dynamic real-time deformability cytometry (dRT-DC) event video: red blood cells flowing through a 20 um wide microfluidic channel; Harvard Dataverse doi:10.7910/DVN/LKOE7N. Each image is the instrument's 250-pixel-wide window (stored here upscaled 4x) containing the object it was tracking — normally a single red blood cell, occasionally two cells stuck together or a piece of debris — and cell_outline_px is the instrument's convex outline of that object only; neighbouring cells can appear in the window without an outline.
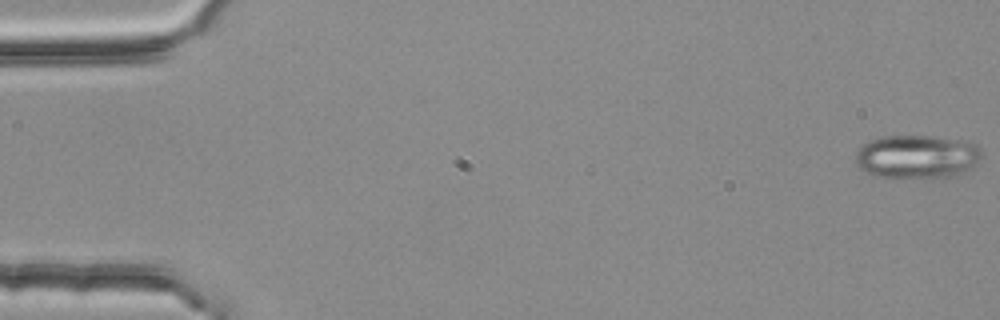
{"species": "common noctule bat (a hibernating species)", "species_latin": "Nyctalus noctula", "temperature_condition": "room temperature", "stored_images_in_passage": 5, "segment_of_instrument_passage": [1, 2], "camera_frame_rate_fps": 3000, "um_per_image_px": 0.085, "animal": {"sex": "female", "body_mass_g": 25.1}, "frame": {"image": 1, "passage_image": 1, "time_ms": 0.0, "image_size_px": [1000, 320], "cell_outline_px": [[980, 152], [976, 164], [972, 168], [956, 176], [904, 180], [872, 176], [864, 172], [856, 164], [856, 152], [864, 144], [880, 136], [932, 136], [960, 140], [976, 144], [980, 148]], "centroid_in_image_um": [77.9, 13.36], "position_along_channel_um": 7.1, "area_um2": 32.66}}